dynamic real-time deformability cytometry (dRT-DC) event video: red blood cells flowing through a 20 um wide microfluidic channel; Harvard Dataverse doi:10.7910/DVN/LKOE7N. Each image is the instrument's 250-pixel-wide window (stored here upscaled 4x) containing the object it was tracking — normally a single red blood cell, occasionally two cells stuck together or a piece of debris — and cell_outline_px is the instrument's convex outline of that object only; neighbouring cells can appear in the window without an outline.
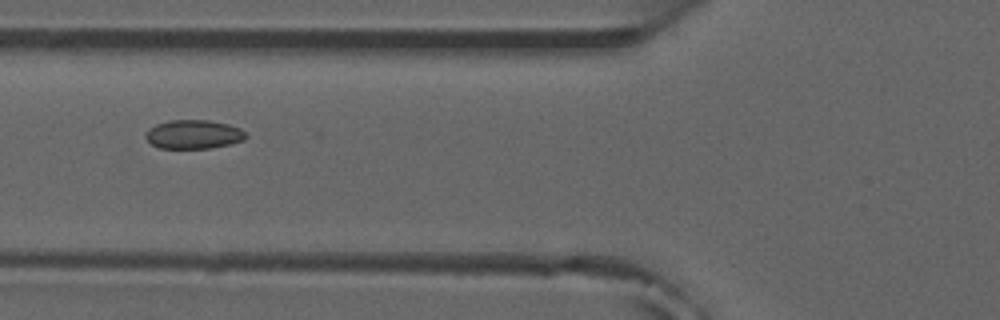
{"species": "common noctule bat (a hibernating species)", "species_latin": "Nyctalus noctula", "temperature_condition": "room temperature", "stored_images_in_passage": 6, "camera_frame_rate_fps": 3000, "um_per_image_px": 0.085, "animal": {"sex": "male", "forearm_length_mm": 52.5}, "frame": {"image": 1, "passage_image": 5, "time_ms": 4.667, "image_size_px": [1000, 320], "cell_outline_px": [[248, 136], [244, 140], [232, 144], [212, 148], [160, 148], [152, 144], [144, 136], [144, 132], [148, 128], [156, 124], [168, 120], [208, 120], [228, 124], [240, 128]], "centroid_in_image_um": [16.45, 11.42], "position_along_channel_um": 109.4, "area_um2": 17.05}}
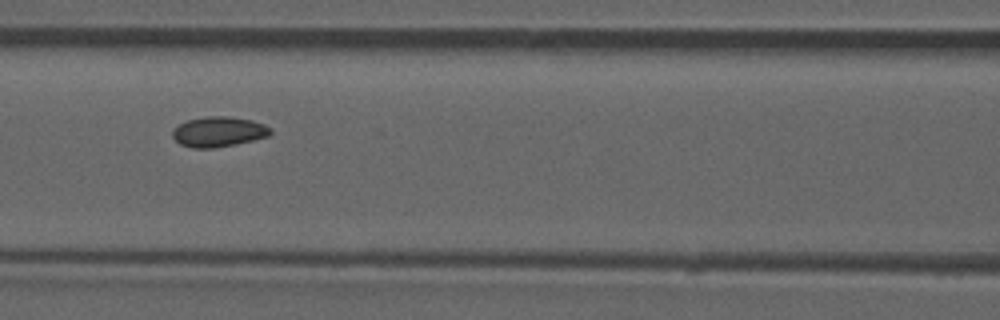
{"frame": {"image": 2, "passage_image": 6, "time_ms": 5.667, "image_size_px": [1000, 320], "cell_outline_px": [[272, 132], [268, 136], [236, 144], [212, 148], [192, 148], [180, 144], [172, 136], [172, 128], [188, 120], [208, 116], [224, 116], [252, 120], [264, 124], [272, 128]], "centroid_in_image_um": [18.57, 11.2], "position_along_channel_um": 148.0, "area_um2": 17.17}}